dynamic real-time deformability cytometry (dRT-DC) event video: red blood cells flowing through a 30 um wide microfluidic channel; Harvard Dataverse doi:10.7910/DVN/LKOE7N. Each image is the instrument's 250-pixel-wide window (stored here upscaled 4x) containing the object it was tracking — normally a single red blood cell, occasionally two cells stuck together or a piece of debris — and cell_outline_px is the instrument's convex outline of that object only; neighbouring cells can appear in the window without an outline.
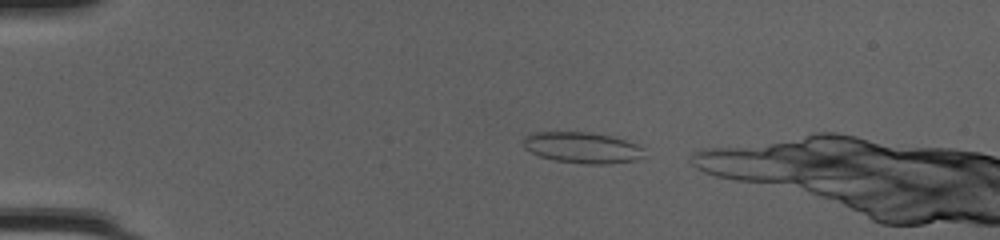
{"species": "common noctule bat (a hibernating species)", "species_latin": "Nyctalus noctula", "temperature_condition": "cold", "stored_images_in_passage": 9, "camera_frame_rate_fps": 3000, "um_per_image_px": 0.085, "animal": {"sex": "female", "body_mass_g": 20.0, "forearm_length_mm": 54.0}, "frame": {"image": 1, "passage_image": 3, "time_ms": 0.667, "image_size_px": [1000, 240], "cell_outline_px": [[644, 156], [636, 160], [608, 164], [584, 164], [556, 160], [540, 156], [524, 148], [520, 144], [524, 136], [536, 132], [592, 132], [624, 140], [636, 144], [644, 148]], "centroid_in_image_um": [49.47, 12.55], "position_along_channel_um": 35.5, "area_um2": 21.91}}